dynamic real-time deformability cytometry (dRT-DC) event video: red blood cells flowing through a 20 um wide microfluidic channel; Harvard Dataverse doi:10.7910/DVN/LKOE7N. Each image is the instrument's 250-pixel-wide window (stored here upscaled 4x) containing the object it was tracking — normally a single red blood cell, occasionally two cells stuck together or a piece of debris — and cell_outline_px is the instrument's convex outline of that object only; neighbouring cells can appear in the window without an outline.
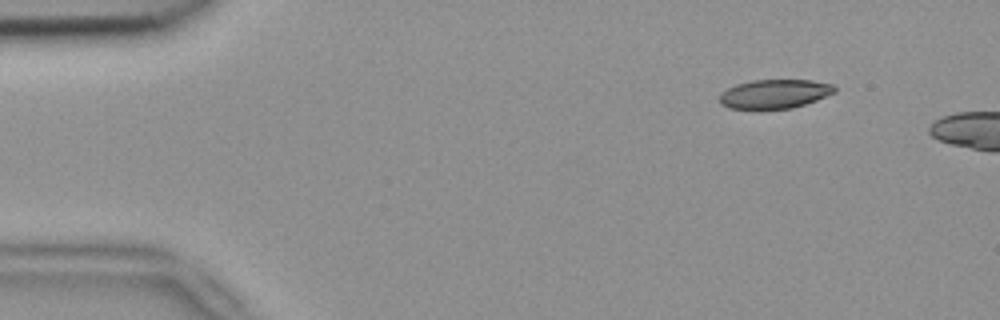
{"species": "common noctule bat (a hibernating species)", "species_latin": "Nyctalus noctula", "temperature_condition": "room temperature", "stored_images_in_passage": 2, "camera_frame_rate_fps": 3000, "um_per_image_px": 0.085, "animal": {"sex": "female", "body_mass_g": 18.4}, "frame": {"image": 1, "passage_image": 1, "time_ms": 0.0, "image_size_px": [1000, 320], "cell_outline_px": [[836, 92], [816, 100], [792, 108], [728, 108], [720, 104], [720, 92], [736, 84], [752, 80], [812, 80], [832, 84], [836, 88]], "centroid_in_image_um": [65.83, 7.97], "position_along_channel_um": 19.2, "area_um2": 19.31}}